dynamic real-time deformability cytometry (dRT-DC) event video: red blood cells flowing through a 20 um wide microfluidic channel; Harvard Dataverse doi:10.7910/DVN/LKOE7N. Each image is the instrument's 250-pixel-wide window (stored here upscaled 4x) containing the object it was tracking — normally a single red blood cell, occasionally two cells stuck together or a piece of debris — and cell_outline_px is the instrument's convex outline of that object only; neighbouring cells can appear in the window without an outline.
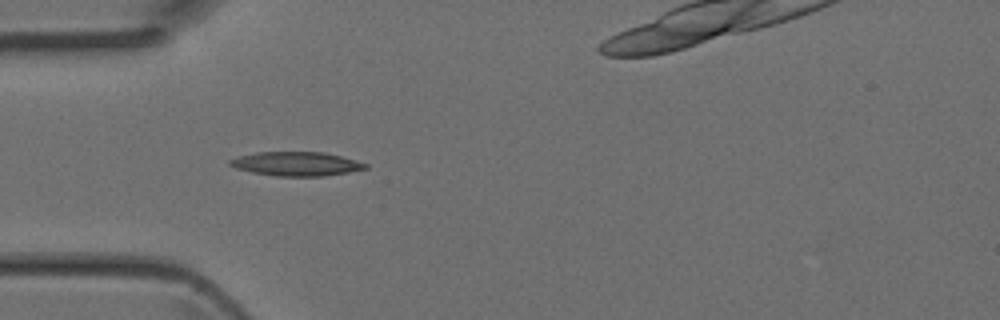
{"species": "Egyptian fruit bat (a non-hibernating species)", "species_latin": "Rousettus aegyptiacus", "temperature_condition": "room temperature", "stored_images_in_passage": 4, "camera_frame_rate_fps": 3000, "um_per_image_px": 0.085, "animal": {"sex": "female"}, "frame": {"image": 1, "passage_image": 3, "time_ms": 0.667, "image_size_px": [1000, 320], "cell_outline_px": [[368, 168], [348, 172], [324, 176], [276, 176], [252, 172], [236, 168], [228, 164], [228, 160], [236, 156], [256, 152], [324, 152], [356, 160], [368, 164]], "centroid_in_image_um": [25.16, 13.92], "position_along_channel_um": 59.8, "area_um2": 19.02}}
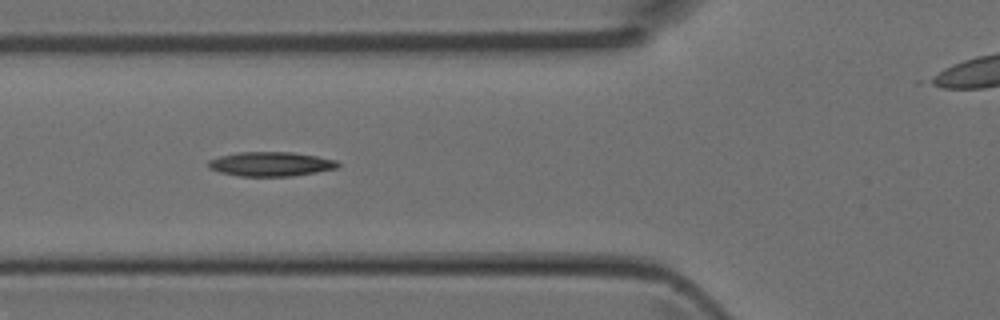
{"frame": {"image": 2, "passage_image": 4, "time_ms": 1.0, "image_size_px": [1000, 320], "cell_outline_px": [[340, 164], [336, 168], [316, 172], [292, 176], [240, 176], [220, 172], [208, 168], [208, 160], [220, 156], [236, 152], [292, 152], [316, 156], [336, 160]], "centroid_in_image_um": [22.99, 13.94], "position_along_channel_um": 102.8, "area_um2": 18.32}}